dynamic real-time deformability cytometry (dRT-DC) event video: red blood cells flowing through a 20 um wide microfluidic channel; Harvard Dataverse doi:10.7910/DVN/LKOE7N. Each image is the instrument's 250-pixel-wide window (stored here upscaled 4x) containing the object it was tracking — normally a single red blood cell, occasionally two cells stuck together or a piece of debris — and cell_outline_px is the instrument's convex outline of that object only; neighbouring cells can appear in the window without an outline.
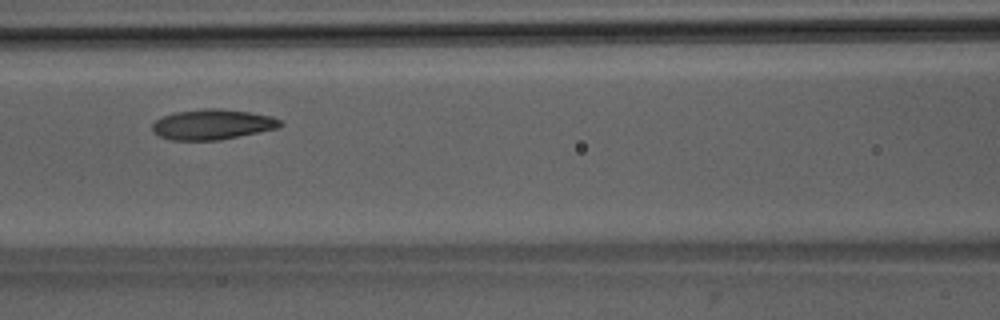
{"species": "Egyptian fruit bat (a non-hibernating species)", "species_latin": "Rousettus aegyptiacus", "temperature_condition": "room temperature", "stored_images_in_passage": 27, "camera_frame_rate_fps": 3000, "um_per_image_px": 0.085, "animal": {"sex": "male"}, "frame": {"image": 1, "passage_image": 15, "time_ms": 4.667, "image_size_px": [1000, 320], "cell_outline_px": [[284, 124], [280, 128], [220, 140], [168, 140], [156, 136], [152, 132], [152, 124], [156, 120], [164, 116], [176, 112], [204, 108], [220, 108], [248, 112], [272, 116], [280, 120]], "centroid_in_image_um": [18.05, 10.59], "position_along_channel_um": 148.5, "area_um2": 22.83}}